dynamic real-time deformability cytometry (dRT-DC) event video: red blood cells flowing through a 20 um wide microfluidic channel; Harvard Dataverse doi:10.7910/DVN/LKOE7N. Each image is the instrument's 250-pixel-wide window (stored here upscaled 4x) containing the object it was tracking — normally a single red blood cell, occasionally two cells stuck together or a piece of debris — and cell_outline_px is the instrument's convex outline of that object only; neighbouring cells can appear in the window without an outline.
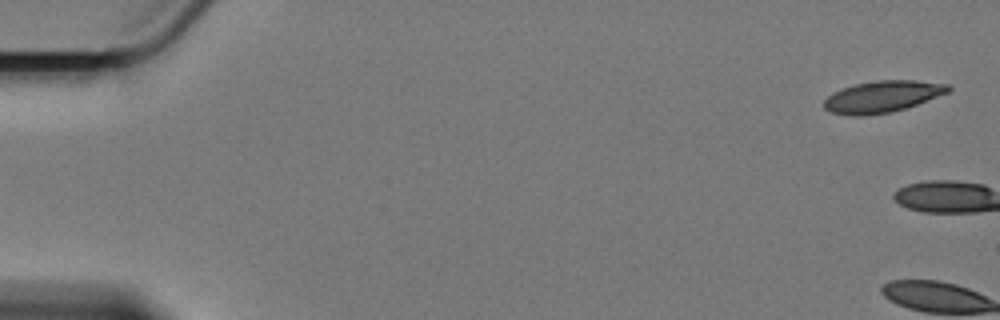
{"species": "Egyptian fruit bat (a non-hibernating species)", "species_latin": "Rousettus aegyptiacus", "temperature_condition": "cold", "stored_images_in_passage": 7, "camera_frame_rate_fps": 3000, "um_per_image_px": 0.085, "animal": {"sex": "female"}, "frame": {"image": 1, "passage_image": 1, "time_ms": 0.0, "image_size_px": [1000, 320], "cell_outline_px": [[952, 88], [948, 92], [916, 104], [892, 112], [864, 116], [852, 116], [832, 112], [824, 108], [824, 100], [832, 92], [856, 84], [876, 80], [916, 80], [948, 84]], "centroid_in_image_um": [74.99, 8.21], "position_along_channel_um": 10.0, "area_um2": 22.72}}